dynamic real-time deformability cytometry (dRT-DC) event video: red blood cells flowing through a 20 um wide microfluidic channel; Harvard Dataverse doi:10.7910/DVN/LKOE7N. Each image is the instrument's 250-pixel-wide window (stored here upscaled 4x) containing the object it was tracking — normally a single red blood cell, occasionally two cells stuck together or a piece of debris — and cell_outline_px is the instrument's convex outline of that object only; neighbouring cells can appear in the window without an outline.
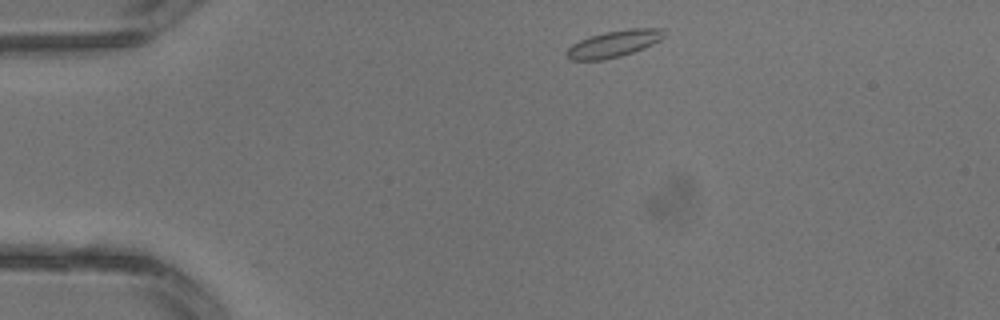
{"species": "common noctule bat (a hibernating species)", "species_latin": "Nyctalus noctula", "temperature_condition": "warm", "stored_images_in_passage": 2, "camera_frame_rate_fps": 3000, "um_per_image_px": 0.085, "animal": {"sex": "male", "body_mass_g": 13.3}, "frame": {"image": 1, "passage_image": 1, "time_ms": 0.0, "image_size_px": [1000, 320], "cell_outline_px": [[664, 36], [660, 40], [644, 48], [620, 56], [604, 60], [568, 60], [564, 56], [564, 52], [572, 44], [580, 40], [604, 32], [628, 28], [664, 28]], "centroid_in_image_um": [52.14, 3.72], "position_along_channel_um": 32.9, "area_um2": 15.26}}